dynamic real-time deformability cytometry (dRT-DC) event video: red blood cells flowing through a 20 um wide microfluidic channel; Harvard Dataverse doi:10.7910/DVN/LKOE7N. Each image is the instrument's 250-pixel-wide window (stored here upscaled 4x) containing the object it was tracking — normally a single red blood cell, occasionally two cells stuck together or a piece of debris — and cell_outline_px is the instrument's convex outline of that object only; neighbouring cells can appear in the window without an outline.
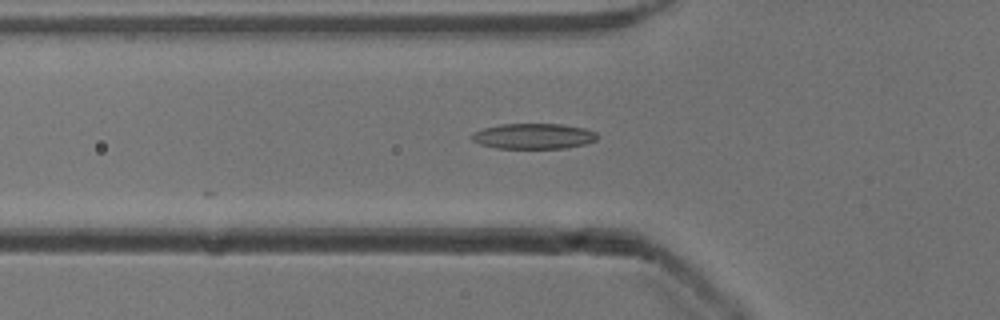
{"species": "common noctule bat (a hibernating species)", "species_latin": "Nyctalus noctula", "temperature_condition": "cold", "stored_images_in_passage": 37, "camera_frame_rate_fps": 3000, "um_per_image_px": 0.085, "animal": {"sex": "male", "body_mass_g": 13.3}, "frame": {"image": 1, "passage_image": 2, "time_ms": 0.333, "image_size_px": [1000, 320], "cell_outline_px": [[600, 136], [596, 140], [584, 144], [564, 148], [496, 148], [480, 144], [472, 140], [472, 132], [484, 128], [500, 124], [560, 124], [584, 128], [596, 132]], "centroid_in_image_um": [45.36, 11.57], "position_along_channel_um": 80.4, "area_um2": 18.61}}
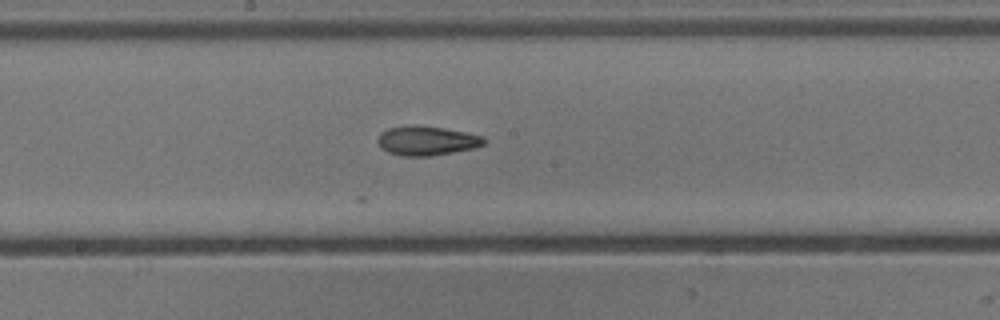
{"frame": {"image": 2, "passage_image": 12, "time_ms": 3.667, "image_size_px": [1000, 320], "cell_outline_px": [[484, 144], [476, 148], [432, 156], [404, 156], [388, 152], [380, 148], [376, 140], [380, 132], [388, 128], [444, 128], [484, 136]], "centroid_in_image_um": [36.28, 12.01], "position_along_channel_um": 211.9, "area_um2": 17.57}}
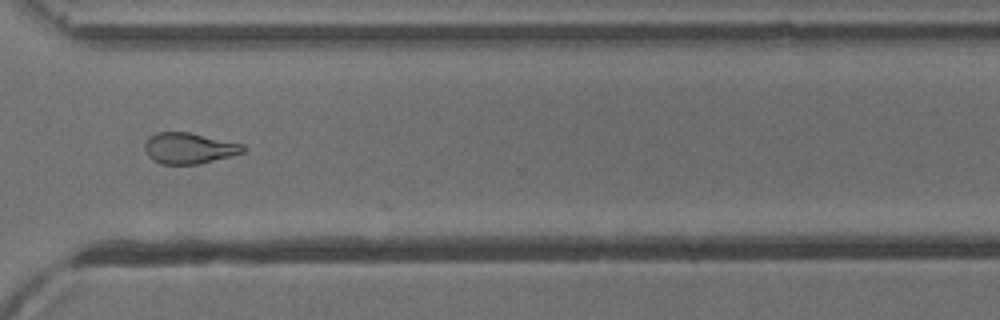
{"frame": {"image": 3, "passage_image": 23, "time_ms": 7.333, "image_size_px": [1000, 320], "cell_outline_px": [[248, 148], [244, 152], [196, 164], [160, 164], [152, 160], [148, 156], [144, 148], [144, 144], [156, 132], [188, 132], [244, 144]], "centroid_in_image_um": [16.06, 12.59], "position_along_channel_um": 354.5, "area_um2": 17.57}}